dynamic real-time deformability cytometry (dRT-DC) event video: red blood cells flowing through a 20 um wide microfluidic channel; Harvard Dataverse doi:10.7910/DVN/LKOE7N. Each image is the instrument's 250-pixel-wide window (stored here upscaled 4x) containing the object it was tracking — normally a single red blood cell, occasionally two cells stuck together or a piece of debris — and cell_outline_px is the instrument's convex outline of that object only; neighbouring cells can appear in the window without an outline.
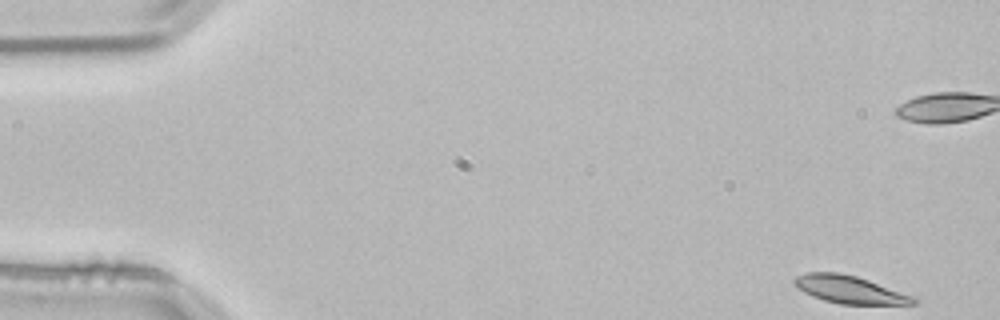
{"species": "common noctule bat (a hibernating species)", "species_latin": "Nyctalus noctula", "temperature_condition": "room temperature", "stored_images_in_passage": 53, "camera_frame_rate_fps": 3000, "um_per_image_px": 0.085, "animal": {"sex": "male", "body_mass_g": 21.5, "forearm_length_mm": 52.0}, "frame": {"image": 1, "passage_image": 1, "time_ms": 0.0, "image_size_px": [1000, 320], "cell_outline_px": [[920, 300], [916, 304], [840, 304], [824, 300], [812, 296], [796, 288], [792, 284], [792, 280], [796, 276], [808, 272], [840, 272], [856, 276], [920, 296]], "centroid_in_image_um": [72.3, 24.61], "position_along_channel_um": 12.7, "area_um2": 19.83}}
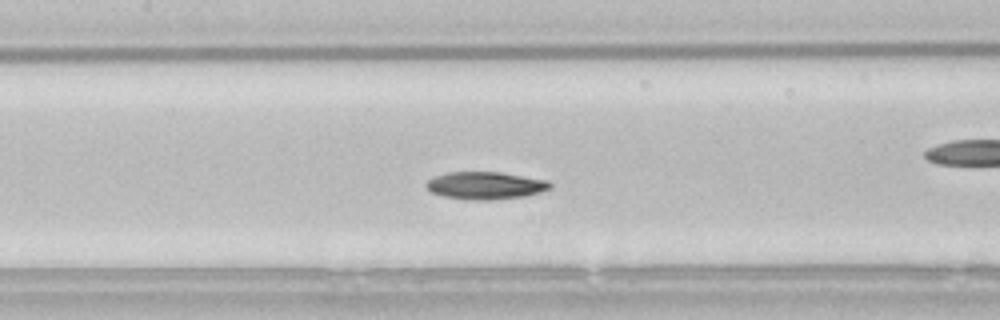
{"frame": {"image": 2, "passage_image": 23, "time_ms": 7.333, "image_size_px": [1000, 320], "cell_outline_px": [[552, 188], [540, 192], [524, 196], [488, 200], [476, 200], [444, 196], [432, 192], [424, 188], [424, 184], [428, 180], [436, 176], [448, 172], [500, 172], [548, 180], [552, 184]], "centroid_in_image_um": [41.26, 15.76], "position_along_channel_um": 166.1, "area_um2": 19.77}, "authors_computed_cell_mechanics": {"area_um2": 19.5364, "velocity_mm_per_s": 3.7888, "shape_relaxation_time_tau1_ms": 3.4406, "shape_relaxation_time_tau2_ms": null, "deformation_change_tau1": 0.1115, "deformation_change_tau2": null}}